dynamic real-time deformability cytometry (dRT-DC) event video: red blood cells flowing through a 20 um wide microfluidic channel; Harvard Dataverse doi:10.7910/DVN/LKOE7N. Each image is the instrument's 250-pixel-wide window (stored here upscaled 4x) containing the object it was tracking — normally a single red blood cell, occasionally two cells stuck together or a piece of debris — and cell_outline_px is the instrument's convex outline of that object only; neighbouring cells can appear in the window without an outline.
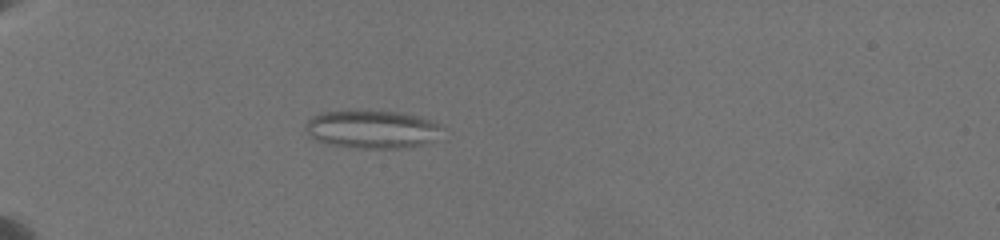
{"species": "common noctule bat (a hibernating species)", "species_latin": "Nyctalus noctula", "temperature_condition": "warm", "stored_images_in_passage": 60, "camera_frame_rate_fps": 3000, "um_per_image_px": 0.085, "animal": {"sex": "female", "body_mass_g": 19.5, "forearm_length_mm": 54.1}, "frame": {"image": 1, "passage_image": 18, "time_ms": 6.667, "image_size_px": [1000, 240], "cell_outline_px": [[444, 128], [436, 140], [428, 144], [404, 148], [348, 148], [328, 144], [316, 140], [304, 128], [304, 124], [312, 116], [324, 112], [352, 108], [356, 108], [404, 112], [420, 116], [440, 124]], "centroid_in_image_um": [31.65, 10.96], "position_along_channel_um": 53.3, "area_um2": 31.67}}
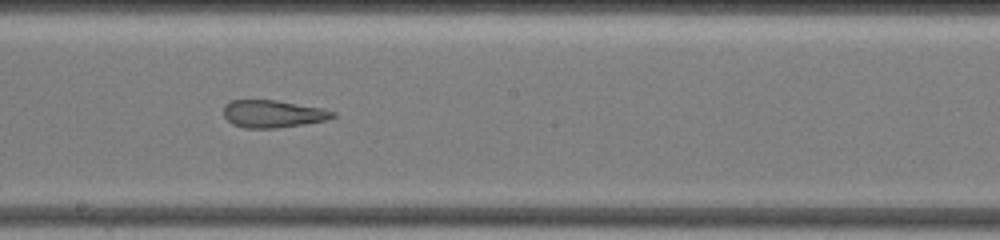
{"frame": {"image": 2, "passage_image": 38, "time_ms": 12.333, "image_size_px": [1000, 240], "cell_outline_px": [[336, 116], [324, 120], [304, 124], [276, 128], [244, 128], [232, 124], [224, 116], [224, 104], [232, 100], [276, 100], [324, 108], [336, 112]], "centroid_in_image_um": [23.2, 9.67], "position_along_channel_um": 225.0, "area_um2": 17.51}}
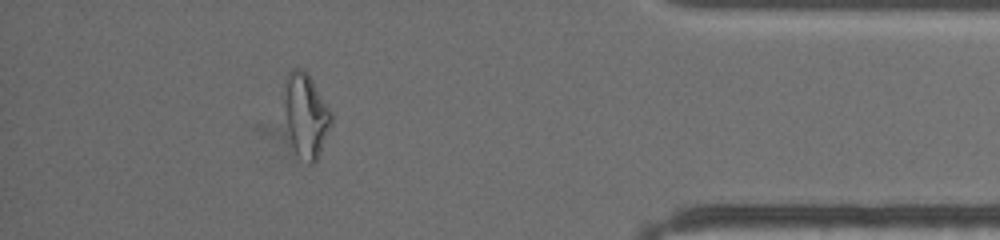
{"frame": {"image": 3, "passage_image": 55, "time_ms": 18.333, "image_size_px": [1000, 240], "cell_outline_px": [[332, 124], [316, 164], [308, 164], [296, 152], [288, 128], [284, 112], [284, 80], [288, 72], [292, 68], [300, 68], [308, 72], [332, 112]], "centroid_in_image_um": [26.02, 9.76], "position_along_channel_um": 409.2, "area_um2": 23.24}, "authors_computed_cell_mechanics": {"area_um2": 24.3049, "velocity_mm_per_s": 3.5858, "shape_relaxation_time_tau1_ms": null, "shape_relaxation_time_tau2_ms": 1.8614, "deformation_change_tau1": null, "deformation_change_tau2": 0.1233}}